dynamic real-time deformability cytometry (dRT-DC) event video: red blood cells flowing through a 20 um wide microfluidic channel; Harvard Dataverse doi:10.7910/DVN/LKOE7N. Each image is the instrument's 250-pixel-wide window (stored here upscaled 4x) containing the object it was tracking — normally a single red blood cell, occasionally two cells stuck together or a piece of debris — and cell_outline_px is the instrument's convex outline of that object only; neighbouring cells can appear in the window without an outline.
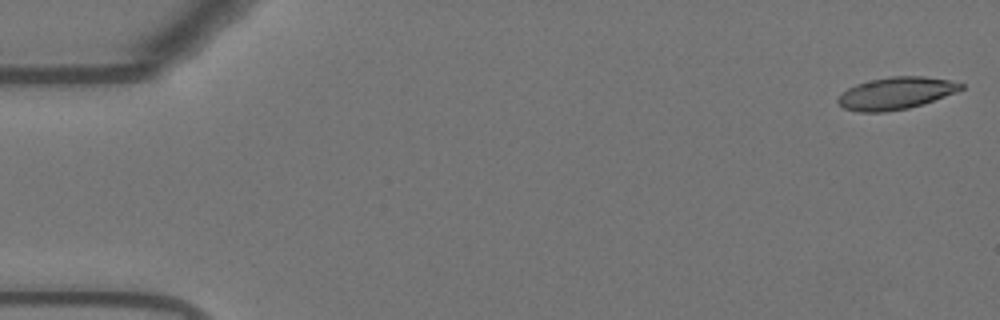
{"species": "Egyptian fruit bat (a non-hibernating species)", "species_latin": "Rousettus aegyptiacus", "temperature_condition": "warm", "stored_images_in_passage": 35, "camera_frame_rate_fps": 3000, "um_per_image_px": 0.085, "animal": {"sex": "female"}, "frame": {"image": 1, "passage_image": 1, "time_ms": 0.0, "image_size_px": [1000, 320], "cell_outline_px": [[964, 88], [956, 92], [908, 108], [884, 112], [860, 112], [844, 108], [836, 100], [848, 88], [856, 84], [872, 80], [892, 76], [924, 76], [948, 80], [964, 84]], "centroid_in_image_um": [76.15, 7.92], "position_along_channel_um": 8.9, "area_um2": 22.66}}
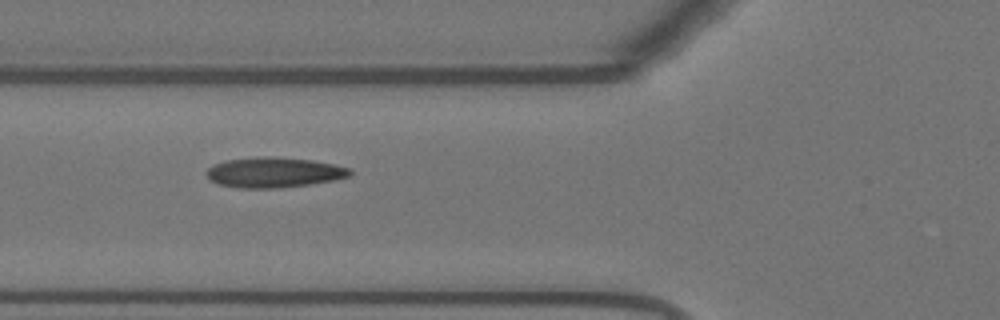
{"frame": {"image": 2, "passage_image": 20, "time_ms": 6.333, "image_size_px": [1000, 320], "cell_outline_px": [[352, 176], [332, 180], [308, 184], [276, 188], [240, 188], [220, 184], [208, 180], [204, 172], [212, 164], [224, 160], [264, 156], [272, 156], [312, 160], [352, 168]], "centroid_in_image_um": [23.25, 14.64], "position_along_channel_um": 102.6, "area_um2": 25.43}}
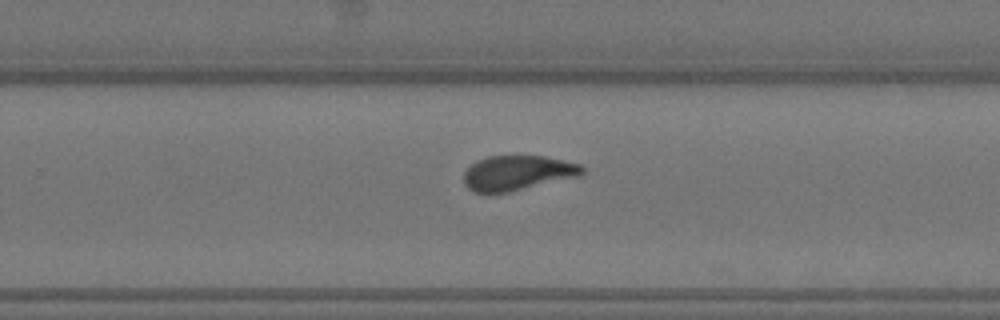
{"frame": {"image": 3, "passage_image": 35, "time_ms": 11.333, "image_size_px": [1000, 320], "cell_outline_px": [[584, 172], [580, 176], [508, 192], [488, 196], [476, 192], [468, 188], [464, 184], [464, 172], [476, 160], [488, 156], [544, 156], [564, 160], [580, 164], [584, 168]], "centroid_in_image_um": [43.96, 14.72], "position_along_channel_um": 285.8, "area_um2": 24.39}}